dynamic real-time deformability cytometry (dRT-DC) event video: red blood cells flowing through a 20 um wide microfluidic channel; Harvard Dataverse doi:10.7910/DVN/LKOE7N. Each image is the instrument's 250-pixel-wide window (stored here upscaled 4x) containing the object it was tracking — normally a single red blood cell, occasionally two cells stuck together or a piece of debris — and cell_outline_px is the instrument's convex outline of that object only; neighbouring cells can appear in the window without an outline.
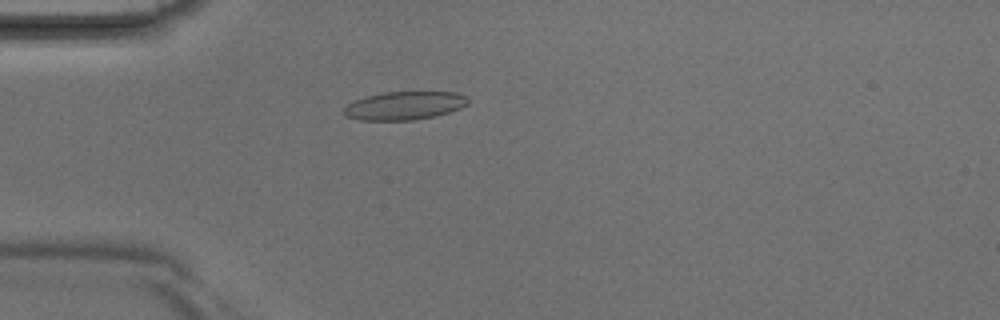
{"species": "Egyptian fruit bat (a non-hibernating species)", "species_latin": "Rousettus aegyptiacus", "temperature_condition": "room temperature", "stored_images_in_passage": 33, "camera_frame_rate_fps": 3000, "um_per_image_px": 0.085, "animal": {"sex": "male"}, "frame": {"image": 1, "passage_image": 3, "time_ms": 0.667, "image_size_px": [1000, 320], "cell_outline_px": [[468, 104], [460, 108], [436, 116], [416, 120], [360, 120], [344, 116], [344, 108], [348, 104], [356, 100], [368, 96], [384, 92], [456, 92], [468, 96]], "centroid_in_image_um": [34.4, 8.98], "position_along_channel_um": 50.6, "area_um2": 20.46}}
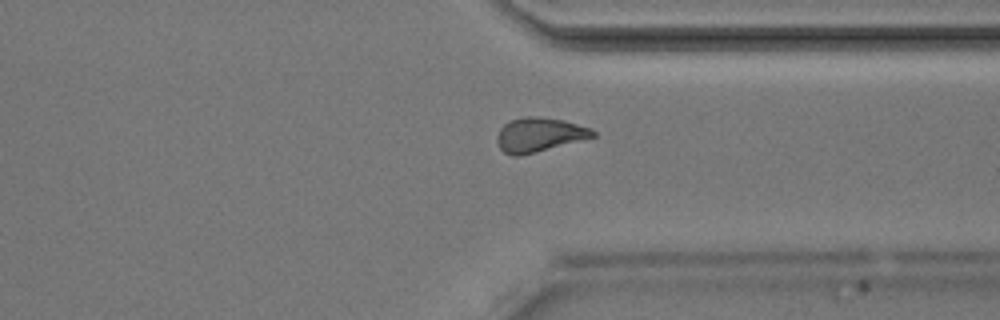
{"frame": {"image": 2, "passage_image": 23, "time_ms": 7.333, "image_size_px": [1000, 320], "cell_outline_px": [[596, 136], [536, 152], [520, 156], [512, 156], [504, 152], [500, 148], [496, 140], [496, 136], [500, 128], [504, 124], [512, 120], [524, 116], [532, 116], [564, 120], [592, 128], [596, 132]], "centroid_in_image_um": [45.83, 11.45], "position_along_channel_um": 365.6, "area_um2": 19.07}}
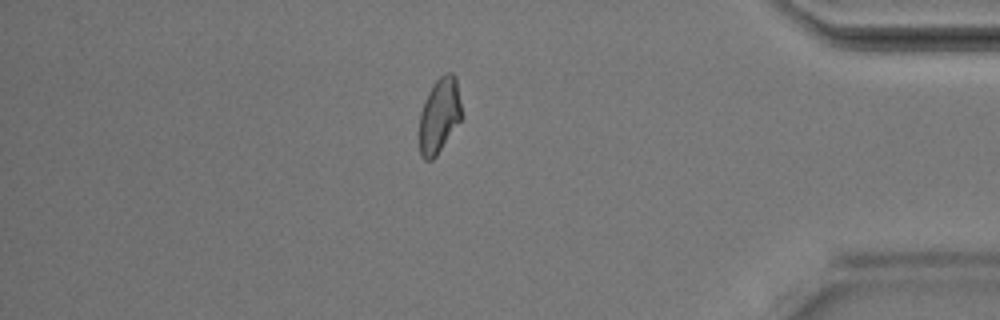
{"frame": {"image": 3, "passage_image": 27, "time_ms": 8.667, "image_size_px": [1000, 320], "cell_outline_px": [[464, 116], [436, 156], [432, 160], [424, 160], [420, 156], [420, 112], [428, 92], [432, 84], [444, 72], [452, 72], [456, 76]], "centroid_in_image_um": [37.38, 9.78], "position_along_channel_um": 397.8, "area_um2": 18.84}}